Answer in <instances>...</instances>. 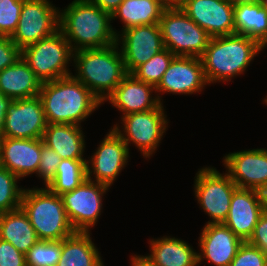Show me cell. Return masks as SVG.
<instances>
[{
  "label": "cell",
  "instance_id": "obj_1",
  "mask_svg": "<svg viewBox=\"0 0 267 266\" xmlns=\"http://www.w3.org/2000/svg\"><path fill=\"white\" fill-rule=\"evenodd\" d=\"M114 28L111 15L88 0H73L59 10V30L73 52L115 44L120 31Z\"/></svg>",
  "mask_w": 267,
  "mask_h": 266
},
{
  "label": "cell",
  "instance_id": "obj_2",
  "mask_svg": "<svg viewBox=\"0 0 267 266\" xmlns=\"http://www.w3.org/2000/svg\"><path fill=\"white\" fill-rule=\"evenodd\" d=\"M39 97L42 100L47 124H74L81 126L103 103L72 75L42 82Z\"/></svg>",
  "mask_w": 267,
  "mask_h": 266
},
{
  "label": "cell",
  "instance_id": "obj_3",
  "mask_svg": "<svg viewBox=\"0 0 267 266\" xmlns=\"http://www.w3.org/2000/svg\"><path fill=\"white\" fill-rule=\"evenodd\" d=\"M263 47L245 35L212 37L201 61L208 84L230 82L243 75Z\"/></svg>",
  "mask_w": 267,
  "mask_h": 266
},
{
  "label": "cell",
  "instance_id": "obj_4",
  "mask_svg": "<svg viewBox=\"0 0 267 266\" xmlns=\"http://www.w3.org/2000/svg\"><path fill=\"white\" fill-rule=\"evenodd\" d=\"M73 63L76 73L71 75L82 82L103 104L127 75L117 43L75 51Z\"/></svg>",
  "mask_w": 267,
  "mask_h": 266
},
{
  "label": "cell",
  "instance_id": "obj_5",
  "mask_svg": "<svg viewBox=\"0 0 267 266\" xmlns=\"http://www.w3.org/2000/svg\"><path fill=\"white\" fill-rule=\"evenodd\" d=\"M21 208L28 215L39 240L61 241L75 233L61 196L46 186L25 188Z\"/></svg>",
  "mask_w": 267,
  "mask_h": 266
},
{
  "label": "cell",
  "instance_id": "obj_6",
  "mask_svg": "<svg viewBox=\"0 0 267 266\" xmlns=\"http://www.w3.org/2000/svg\"><path fill=\"white\" fill-rule=\"evenodd\" d=\"M159 26L165 48L175 56L200 58L212 38L180 6L166 7Z\"/></svg>",
  "mask_w": 267,
  "mask_h": 266
},
{
  "label": "cell",
  "instance_id": "obj_7",
  "mask_svg": "<svg viewBox=\"0 0 267 266\" xmlns=\"http://www.w3.org/2000/svg\"><path fill=\"white\" fill-rule=\"evenodd\" d=\"M21 57L41 82L53 81L72 74L69 64L73 61V50L60 30L23 48Z\"/></svg>",
  "mask_w": 267,
  "mask_h": 266
},
{
  "label": "cell",
  "instance_id": "obj_8",
  "mask_svg": "<svg viewBox=\"0 0 267 266\" xmlns=\"http://www.w3.org/2000/svg\"><path fill=\"white\" fill-rule=\"evenodd\" d=\"M164 105L145 112H137L121 116L123 126L114 124L112 129L129 145L133 143L144 158L152 157L160 146L164 134L168 129ZM121 127V128H120Z\"/></svg>",
  "mask_w": 267,
  "mask_h": 266
},
{
  "label": "cell",
  "instance_id": "obj_9",
  "mask_svg": "<svg viewBox=\"0 0 267 266\" xmlns=\"http://www.w3.org/2000/svg\"><path fill=\"white\" fill-rule=\"evenodd\" d=\"M194 195L201 209L211 218L206 224L224 223L237 185L229 175L214 167H202L194 177Z\"/></svg>",
  "mask_w": 267,
  "mask_h": 266
},
{
  "label": "cell",
  "instance_id": "obj_10",
  "mask_svg": "<svg viewBox=\"0 0 267 266\" xmlns=\"http://www.w3.org/2000/svg\"><path fill=\"white\" fill-rule=\"evenodd\" d=\"M59 10L50 0H24L11 40L22 50L59 30Z\"/></svg>",
  "mask_w": 267,
  "mask_h": 266
},
{
  "label": "cell",
  "instance_id": "obj_11",
  "mask_svg": "<svg viewBox=\"0 0 267 266\" xmlns=\"http://www.w3.org/2000/svg\"><path fill=\"white\" fill-rule=\"evenodd\" d=\"M107 185L86 179L74 190L61 196L67 217L75 232H91L103 210Z\"/></svg>",
  "mask_w": 267,
  "mask_h": 266
},
{
  "label": "cell",
  "instance_id": "obj_12",
  "mask_svg": "<svg viewBox=\"0 0 267 266\" xmlns=\"http://www.w3.org/2000/svg\"><path fill=\"white\" fill-rule=\"evenodd\" d=\"M107 133L91 158L88 157L86 170L88 180L111 187L127 166L130 153L127 144L112 127Z\"/></svg>",
  "mask_w": 267,
  "mask_h": 266
},
{
  "label": "cell",
  "instance_id": "obj_13",
  "mask_svg": "<svg viewBox=\"0 0 267 266\" xmlns=\"http://www.w3.org/2000/svg\"><path fill=\"white\" fill-rule=\"evenodd\" d=\"M122 32V33H121ZM116 36L127 74L165 49L159 24L135 26Z\"/></svg>",
  "mask_w": 267,
  "mask_h": 266
},
{
  "label": "cell",
  "instance_id": "obj_14",
  "mask_svg": "<svg viewBox=\"0 0 267 266\" xmlns=\"http://www.w3.org/2000/svg\"><path fill=\"white\" fill-rule=\"evenodd\" d=\"M207 85L209 84L205 77L201 58L175 56L155 88L156 95L163 104L161 97L164 93L192 95L201 93Z\"/></svg>",
  "mask_w": 267,
  "mask_h": 266
},
{
  "label": "cell",
  "instance_id": "obj_15",
  "mask_svg": "<svg viewBox=\"0 0 267 266\" xmlns=\"http://www.w3.org/2000/svg\"><path fill=\"white\" fill-rule=\"evenodd\" d=\"M47 122L39 96L12 100L8 105L2 137L38 139L43 137Z\"/></svg>",
  "mask_w": 267,
  "mask_h": 266
},
{
  "label": "cell",
  "instance_id": "obj_16",
  "mask_svg": "<svg viewBox=\"0 0 267 266\" xmlns=\"http://www.w3.org/2000/svg\"><path fill=\"white\" fill-rule=\"evenodd\" d=\"M180 8L211 37L235 34L234 5L228 0H185Z\"/></svg>",
  "mask_w": 267,
  "mask_h": 266
},
{
  "label": "cell",
  "instance_id": "obj_17",
  "mask_svg": "<svg viewBox=\"0 0 267 266\" xmlns=\"http://www.w3.org/2000/svg\"><path fill=\"white\" fill-rule=\"evenodd\" d=\"M222 161L225 172L238 188L260 190L267 184V149L231 152Z\"/></svg>",
  "mask_w": 267,
  "mask_h": 266
},
{
  "label": "cell",
  "instance_id": "obj_18",
  "mask_svg": "<svg viewBox=\"0 0 267 266\" xmlns=\"http://www.w3.org/2000/svg\"><path fill=\"white\" fill-rule=\"evenodd\" d=\"M199 235L198 266L203 260L214 266H229L244 242L223 223L205 224Z\"/></svg>",
  "mask_w": 267,
  "mask_h": 266
},
{
  "label": "cell",
  "instance_id": "obj_19",
  "mask_svg": "<svg viewBox=\"0 0 267 266\" xmlns=\"http://www.w3.org/2000/svg\"><path fill=\"white\" fill-rule=\"evenodd\" d=\"M264 213L258 190L236 188L224 225L244 242L252 236L259 218Z\"/></svg>",
  "mask_w": 267,
  "mask_h": 266
},
{
  "label": "cell",
  "instance_id": "obj_20",
  "mask_svg": "<svg viewBox=\"0 0 267 266\" xmlns=\"http://www.w3.org/2000/svg\"><path fill=\"white\" fill-rule=\"evenodd\" d=\"M41 155V138H0V166L8 169L19 179L37 176Z\"/></svg>",
  "mask_w": 267,
  "mask_h": 266
},
{
  "label": "cell",
  "instance_id": "obj_21",
  "mask_svg": "<svg viewBox=\"0 0 267 266\" xmlns=\"http://www.w3.org/2000/svg\"><path fill=\"white\" fill-rule=\"evenodd\" d=\"M107 101L122 112L121 116L145 112L161 104L156 95V88L138 80L133 74H127L123 78L105 102Z\"/></svg>",
  "mask_w": 267,
  "mask_h": 266
},
{
  "label": "cell",
  "instance_id": "obj_22",
  "mask_svg": "<svg viewBox=\"0 0 267 266\" xmlns=\"http://www.w3.org/2000/svg\"><path fill=\"white\" fill-rule=\"evenodd\" d=\"M150 254L143 257L154 266H198L196 250L181 238L163 236L149 240Z\"/></svg>",
  "mask_w": 267,
  "mask_h": 266
},
{
  "label": "cell",
  "instance_id": "obj_23",
  "mask_svg": "<svg viewBox=\"0 0 267 266\" xmlns=\"http://www.w3.org/2000/svg\"><path fill=\"white\" fill-rule=\"evenodd\" d=\"M41 85V80L22 57L0 71V92L12 100L39 96Z\"/></svg>",
  "mask_w": 267,
  "mask_h": 266
},
{
  "label": "cell",
  "instance_id": "obj_24",
  "mask_svg": "<svg viewBox=\"0 0 267 266\" xmlns=\"http://www.w3.org/2000/svg\"><path fill=\"white\" fill-rule=\"evenodd\" d=\"M74 124H47L43 133V143L54 149L62 159H86L83 129Z\"/></svg>",
  "mask_w": 267,
  "mask_h": 266
},
{
  "label": "cell",
  "instance_id": "obj_25",
  "mask_svg": "<svg viewBox=\"0 0 267 266\" xmlns=\"http://www.w3.org/2000/svg\"><path fill=\"white\" fill-rule=\"evenodd\" d=\"M90 232H75L61 240L60 260L56 266H105Z\"/></svg>",
  "mask_w": 267,
  "mask_h": 266
},
{
  "label": "cell",
  "instance_id": "obj_26",
  "mask_svg": "<svg viewBox=\"0 0 267 266\" xmlns=\"http://www.w3.org/2000/svg\"><path fill=\"white\" fill-rule=\"evenodd\" d=\"M0 239L11 243L24 254L39 241L28 215L22 208L1 214Z\"/></svg>",
  "mask_w": 267,
  "mask_h": 266
},
{
  "label": "cell",
  "instance_id": "obj_27",
  "mask_svg": "<svg viewBox=\"0 0 267 266\" xmlns=\"http://www.w3.org/2000/svg\"><path fill=\"white\" fill-rule=\"evenodd\" d=\"M166 7L162 0H123L111 15V23L119 18L123 23L121 31L135 26L159 24Z\"/></svg>",
  "mask_w": 267,
  "mask_h": 266
},
{
  "label": "cell",
  "instance_id": "obj_28",
  "mask_svg": "<svg viewBox=\"0 0 267 266\" xmlns=\"http://www.w3.org/2000/svg\"><path fill=\"white\" fill-rule=\"evenodd\" d=\"M235 33L257 41L267 47V9L259 2L234 5Z\"/></svg>",
  "mask_w": 267,
  "mask_h": 266
},
{
  "label": "cell",
  "instance_id": "obj_29",
  "mask_svg": "<svg viewBox=\"0 0 267 266\" xmlns=\"http://www.w3.org/2000/svg\"><path fill=\"white\" fill-rule=\"evenodd\" d=\"M86 161L87 159H62L55 178L46 187L59 196L74 190L87 179Z\"/></svg>",
  "mask_w": 267,
  "mask_h": 266
},
{
  "label": "cell",
  "instance_id": "obj_30",
  "mask_svg": "<svg viewBox=\"0 0 267 266\" xmlns=\"http://www.w3.org/2000/svg\"><path fill=\"white\" fill-rule=\"evenodd\" d=\"M15 174L0 166V212L5 213L21 208L25 187H19L20 181Z\"/></svg>",
  "mask_w": 267,
  "mask_h": 266
},
{
  "label": "cell",
  "instance_id": "obj_31",
  "mask_svg": "<svg viewBox=\"0 0 267 266\" xmlns=\"http://www.w3.org/2000/svg\"><path fill=\"white\" fill-rule=\"evenodd\" d=\"M174 57L175 55L165 48L139 66L132 74L138 80L156 87Z\"/></svg>",
  "mask_w": 267,
  "mask_h": 266
},
{
  "label": "cell",
  "instance_id": "obj_32",
  "mask_svg": "<svg viewBox=\"0 0 267 266\" xmlns=\"http://www.w3.org/2000/svg\"><path fill=\"white\" fill-rule=\"evenodd\" d=\"M61 241L39 240L26 254V266H56L60 260Z\"/></svg>",
  "mask_w": 267,
  "mask_h": 266
},
{
  "label": "cell",
  "instance_id": "obj_33",
  "mask_svg": "<svg viewBox=\"0 0 267 266\" xmlns=\"http://www.w3.org/2000/svg\"><path fill=\"white\" fill-rule=\"evenodd\" d=\"M24 0H0V36L11 37L17 28Z\"/></svg>",
  "mask_w": 267,
  "mask_h": 266
},
{
  "label": "cell",
  "instance_id": "obj_34",
  "mask_svg": "<svg viewBox=\"0 0 267 266\" xmlns=\"http://www.w3.org/2000/svg\"><path fill=\"white\" fill-rule=\"evenodd\" d=\"M62 158L56 151L43 143L41 138V155L37 176L42 179L44 186H47L56 176V170Z\"/></svg>",
  "mask_w": 267,
  "mask_h": 266
},
{
  "label": "cell",
  "instance_id": "obj_35",
  "mask_svg": "<svg viewBox=\"0 0 267 266\" xmlns=\"http://www.w3.org/2000/svg\"><path fill=\"white\" fill-rule=\"evenodd\" d=\"M229 266H267V254L246 241L239 247Z\"/></svg>",
  "mask_w": 267,
  "mask_h": 266
},
{
  "label": "cell",
  "instance_id": "obj_36",
  "mask_svg": "<svg viewBox=\"0 0 267 266\" xmlns=\"http://www.w3.org/2000/svg\"><path fill=\"white\" fill-rule=\"evenodd\" d=\"M21 57V50L10 37H0V71L13 65Z\"/></svg>",
  "mask_w": 267,
  "mask_h": 266
},
{
  "label": "cell",
  "instance_id": "obj_37",
  "mask_svg": "<svg viewBox=\"0 0 267 266\" xmlns=\"http://www.w3.org/2000/svg\"><path fill=\"white\" fill-rule=\"evenodd\" d=\"M0 266H26L25 254L0 239Z\"/></svg>",
  "mask_w": 267,
  "mask_h": 266
},
{
  "label": "cell",
  "instance_id": "obj_38",
  "mask_svg": "<svg viewBox=\"0 0 267 266\" xmlns=\"http://www.w3.org/2000/svg\"><path fill=\"white\" fill-rule=\"evenodd\" d=\"M247 242L267 254V212L264 211L261 215L252 236Z\"/></svg>",
  "mask_w": 267,
  "mask_h": 266
},
{
  "label": "cell",
  "instance_id": "obj_39",
  "mask_svg": "<svg viewBox=\"0 0 267 266\" xmlns=\"http://www.w3.org/2000/svg\"><path fill=\"white\" fill-rule=\"evenodd\" d=\"M88 1L100 7L103 11L112 15L123 0H88Z\"/></svg>",
  "mask_w": 267,
  "mask_h": 266
},
{
  "label": "cell",
  "instance_id": "obj_40",
  "mask_svg": "<svg viewBox=\"0 0 267 266\" xmlns=\"http://www.w3.org/2000/svg\"><path fill=\"white\" fill-rule=\"evenodd\" d=\"M12 101L11 98L6 97L0 92V138H2V133L5 124V116L7 112L8 105Z\"/></svg>",
  "mask_w": 267,
  "mask_h": 266
},
{
  "label": "cell",
  "instance_id": "obj_41",
  "mask_svg": "<svg viewBox=\"0 0 267 266\" xmlns=\"http://www.w3.org/2000/svg\"><path fill=\"white\" fill-rule=\"evenodd\" d=\"M130 266H154L152 265L149 261H147L143 255H137V254H132L130 258Z\"/></svg>",
  "mask_w": 267,
  "mask_h": 266
},
{
  "label": "cell",
  "instance_id": "obj_42",
  "mask_svg": "<svg viewBox=\"0 0 267 266\" xmlns=\"http://www.w3.org/2000/svg\"><path fill=\"white\" fill-rule=\"evenodd\" d=\"M259 191L261 204L264 208V211L267 212V184L264 185Z\"/></svg>",
  "mask_w": 267,
  "mask_h": 266
},
{
  "label": "cell",
  "instance_id": "obj_43",
  "mask_svg": "<svg viewBox=\"0 0 267 266\" xmlns=\"http://www.w3.org/2000/svg\"><path fill=\"white\" fill-rule=\"evenodd\" d=\"M185 0H162L167 7L180 6Z\"/></svg>",
  "mask_w": 267,
  "mask_h": 266
},
{
  "label": "cell",
  "instance_id": "obj_44",
  "mask_svg": "<svg viewBox=\"0 0 267 266\" xmlns=\"http://www.w3.org/2000/svg\"><path fill=\"white\" fill-rule=\"evenodd\" d=\"M233 5L239 4V3H250V2H259V0H228Z\"/></svg>",
  "mask_w": 267,
  "mask_h": 266
},
{
  "label": "cell",
  "instance_id": "obj_45",
  "mask_svg": "<svg viewBox=\"0 0 267 266\" xmlns=\"http://www.w3.org/2000/svg\"><path fill=\"white\" fill-rule=\"evenodd\" d=\"M259 3L261 4L262 7L267 9V0H259Z\"/></svg>",
  "mask_w": 267,
  "mask_h": 266
},
{
  "label": "cell",
  "instance_id": "obj_46",
  "mask_svg": "<svg viewBox=\"0 0 267 266\" xmlns=\"http://www.w3.org/2000/svg\"><path fill=\"white\" fill-rule=\"evenodd\" d=\"M262 102H263V104H267V96H266V98H264V100Z\"/></svg>",
  "mask_w": 267,
  "mask_h": 266
}]
</instances>
